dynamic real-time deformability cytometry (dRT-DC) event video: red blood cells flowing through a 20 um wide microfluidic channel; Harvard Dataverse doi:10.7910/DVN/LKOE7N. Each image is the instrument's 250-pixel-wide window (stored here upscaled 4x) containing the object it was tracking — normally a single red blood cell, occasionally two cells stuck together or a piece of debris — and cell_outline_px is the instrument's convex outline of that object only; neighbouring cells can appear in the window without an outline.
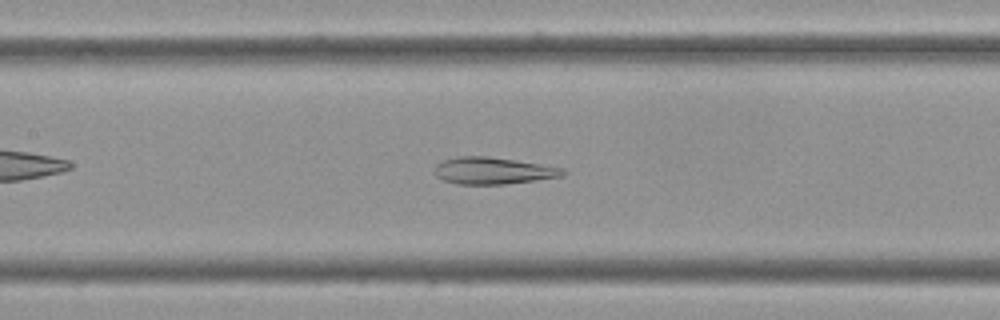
{"species": "Egyptian fruit bat (a non-hibernating species)", "species_latin": "Rousettus aegyptiacus", "temperature_condition": "cold", "stored_images_in_passage": 47, "camera_frame_rate_fps": 3000, "um_per_image_px": 0.085, "frame": {"image": 1, "passage_image": 15, "time_ms": 4.667, "image_size_px": [1000, 320], "cell_outline_px": [[568, 172], [564, 176], [536, 180], [504, 184], [456, 184], [444, 180], [436, 176], [436, 164], [444, 160], [460, 156], [484, 156], [516, 160], [564, 168]], "centroid_in_image_um": [41.95, 14.51], "position_along_channel_um": 165.4, "area_um2": 20.0}}
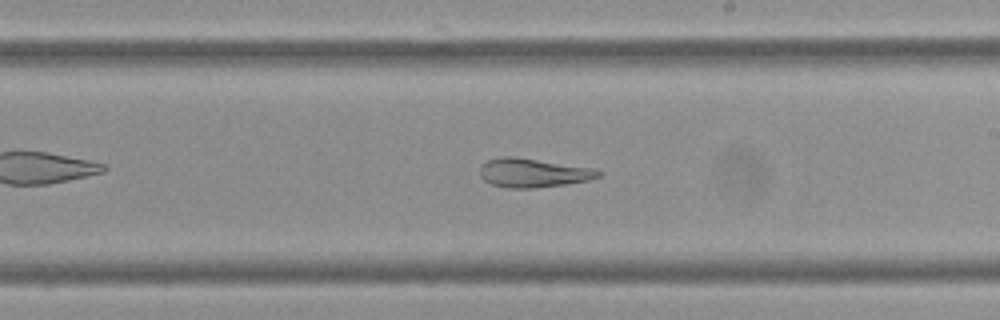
{"frame": {"image": 2, "passage_image": 22, "time_ms": 7.0, "image_size_px": [1000, 320], "cell_outline_px": [[600, 176], [588, 180], [564, 184], [532, 188], [508, 188], [492, 184], [484, 180], [480, 176], [480, 168], [488, 160], [504, 156], [512, 156], [592, 168], [600, 172]], "centroid_in_image_um": [45.27, 14.69], "position_along_channel_um": 243.7, "area_um2": 19.54}}
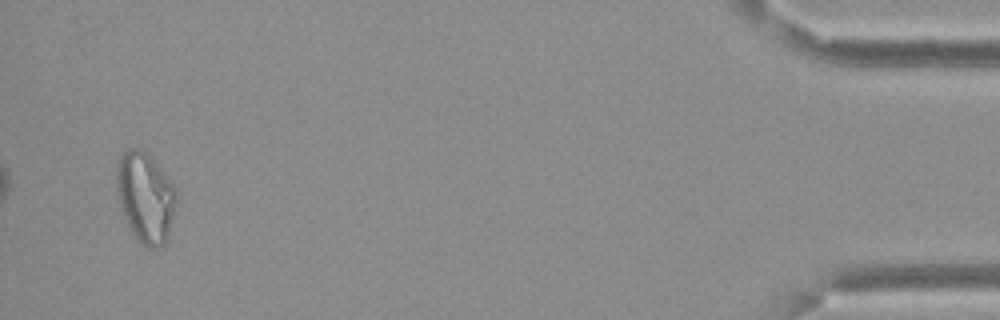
{"frame": {"image": 3, "passage_image": 45, "time_ms": 14.667, "image_size_px": [1000, 320], "cell_outline_px": [[176, 200], [172, 216], [164, 244], [152, 248], [148, 248], [132, 232], [128, 224], [120, 204], [116, 176], [116, 172], [120, 156], [124, 152], [132, 148], [140, 148], [160, 168], [172, 184], [176, 192]], "centroid_in_image_um": [12.34, 16.75], "position_along_channel_um": 422.9, "area_um2": 30.06}, "authors_computed_cell_mechanics": {"area_um2": 22.6576, "velocity_mm_per_s": 3.3657, "shape_relaxation_time_tau1_ms": null, "shape_relaxation_time_tau2_ms": 4.8885, "deformation_change_tau1": null, "deformation_change_tau2": 0.1112}}